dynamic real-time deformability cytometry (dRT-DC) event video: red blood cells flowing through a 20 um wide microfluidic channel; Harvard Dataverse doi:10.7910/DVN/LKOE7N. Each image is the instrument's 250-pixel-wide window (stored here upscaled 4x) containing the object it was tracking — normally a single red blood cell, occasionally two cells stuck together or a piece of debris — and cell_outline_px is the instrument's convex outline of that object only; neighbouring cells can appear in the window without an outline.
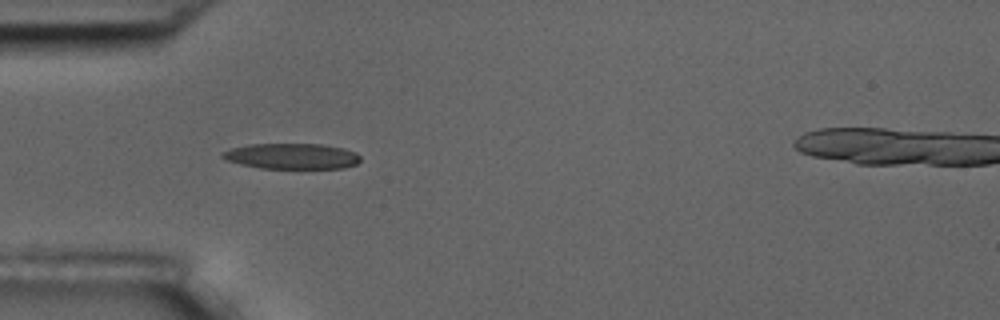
{"species": "common noctule bat (a hibernating species)", "species_latin": "Nyctalus noctula", "temperature_condition": "room temperature", "stored_images_in_passage": 2, "camera_frame_rate_fps": 3000, "um_per_image_px": 0.085, "animal": {"sex": "male", "body_mass_g": 17.5, "forearm_length_mm": 52.3}, "frame": {"image": 1, "passage_image": 1, "time_ms": 0.0, "image_size_px": [1000, 320], "cell_outline_px": [[360, 160], [356, 164], [344, 168], [260, 168], [240, 164], [228, 160], [220, 156], [220, 152], [232, 148], [248, 144], [320, 144], [344, 148], [356, 152], [360, 156]], "centroid_in_image_um": [24.8, 13.27], "position_along_channel_um": 60.2, "area_um2": 20.63}}